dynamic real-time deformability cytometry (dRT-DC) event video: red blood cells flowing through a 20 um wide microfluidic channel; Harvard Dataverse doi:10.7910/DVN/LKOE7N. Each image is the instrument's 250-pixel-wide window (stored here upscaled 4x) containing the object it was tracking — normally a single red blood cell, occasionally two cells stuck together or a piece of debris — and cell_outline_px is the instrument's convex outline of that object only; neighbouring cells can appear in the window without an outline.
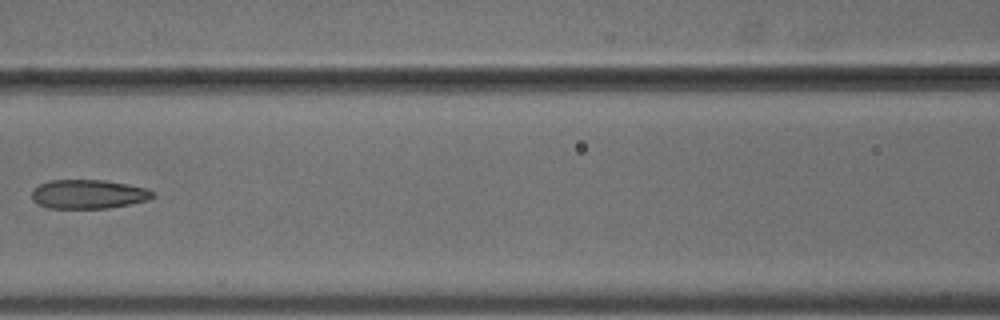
{"species": "common noctule bat (a hibernating species)", "species_latin": "Nyctalus noctula", "temperature_condition": "cold", "stored_images_in_passage": 11, "camera_frame_rate_fps": 3000, "um_per_image_px": 0.085, "animal": {"sex": "male", "body_mass_g": 18.8}, "frame": {"image": 1, "passage_image": 7, "time_ms": 2.0, "image_size_px": [1000, 320], "cell_outline_px": [[152, 196], [148, 200], [108, 208], [48, 208], [32, 200], [32, 192], [40, 184], [48, 180], [104, 180], [128, 184], [148, 188], [152, 192]], "centroid_in_image_um": [7.5, 16.5], "position_along_channel_um": 159.1, "area_um2": 20.29}}
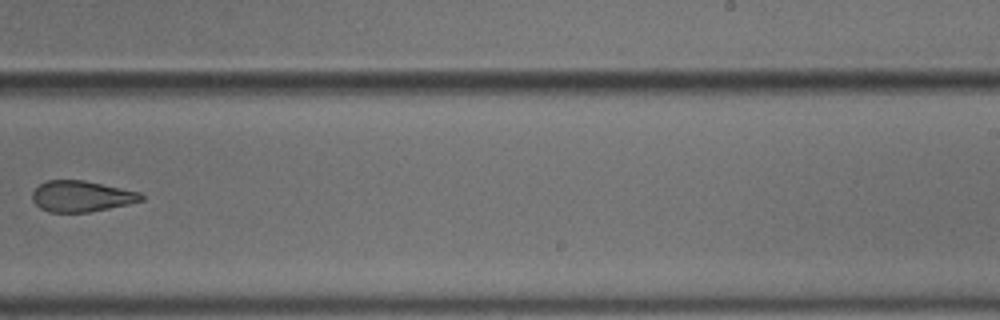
{"frame": {"image": 2, "passage_image": 10, "time_ms": 3.0, "image_size_px": [1000, 320], "cell_outline_px": [[144, 200], [128, 204], [88, 212], [48, 212], [40, 208], [32, 200], [32, 192], [40, 184], [48, 180], [84, 180], [140, 192], [144, 196]], "centroid_in_image_um": [6.91, 16.68], "position_along_channel_um": 282.1, "area_um2": 19.59}}
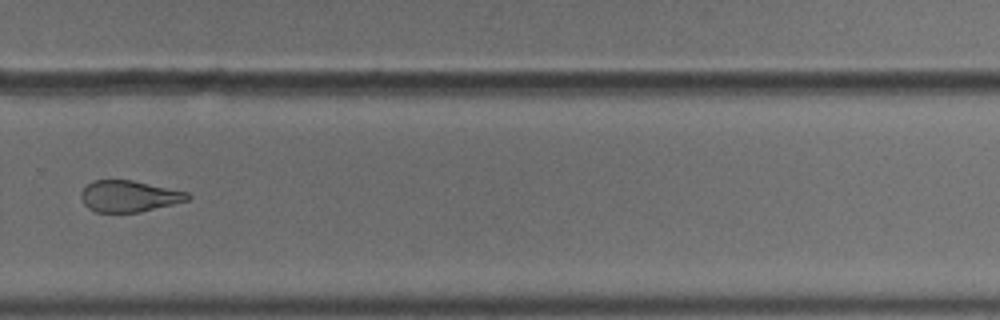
{"frame": {"image": 3, "passage_image": 11, "time_ms": 3.333, "image_size_px": [1000, 320], "cell_outline_px": [[192, 196], [188, 200], [140, 212], [96, 212], [88, 208], [84, 204], [80, 196], [80, 192], [92, 180], [132, 180], [188, 192]], "centroid_in_image_um": [10.95, 16.67], "position_along_channel_um": 318.9, "area_um2": 19.42}}